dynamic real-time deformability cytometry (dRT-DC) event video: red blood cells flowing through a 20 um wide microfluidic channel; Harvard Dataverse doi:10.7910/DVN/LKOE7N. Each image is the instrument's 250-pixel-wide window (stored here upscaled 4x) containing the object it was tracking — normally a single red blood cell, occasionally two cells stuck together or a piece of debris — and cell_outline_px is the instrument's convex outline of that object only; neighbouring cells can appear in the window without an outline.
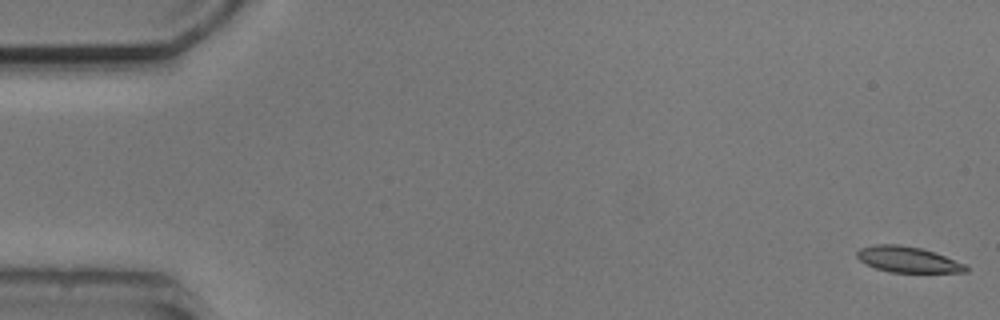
{"species": "common noctule bat (a hibernating species)", "species_latin": "Nyctalus noctula", "temperature_condition": "cold", "stored_images_in_passage": 4, "camera_frame_rate_fps": 3000, "um_per_image_px": 0.085, "animal": {"sex": "male", "body_mass_g": 20.5, "forearm_length_mm": 52.5}, "frame": {"image": 1, "passage_image": 1, "time_ms": 0.0, "image_size_px": [1000, 320], "cell_outline_px": [[968, 272], [888, 272], [876, 268], [860, 260], [856, 256], [856, 252], [860, 248], [872, 244], [900, 244], [920, 248], [944, 256], [964, 264], [968, 268]], "centroid_in_image_um": [77.11, 22.05], "position_along_channel_um": 7.9, "area_um2": 16.18}}
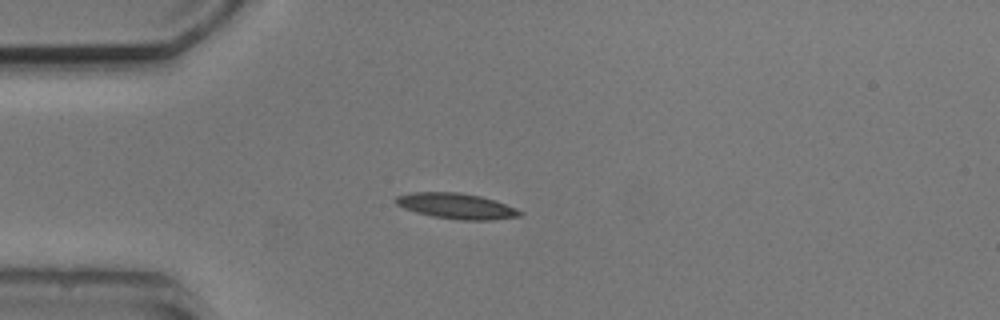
{"frame": {"image": 2, "passage_image": 4, "time_ms": 4.333, "image_size_px": [1000, 320], "cell_outline_px": [[524, 212], [520, 216], [492, 220], [460, 220], [432, 216], [416, 212], [404, 208], [396, 204], [392, 200], [396, 196], [412, 192], [456, 192], [480, 196], [516, 208]], "centroid_in_image_um": [38.76, 17.51], "position_along_channel_um": 46.2, "area_um2": 18.44}}